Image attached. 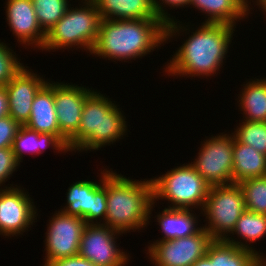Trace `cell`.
<instances>
[{
	"instance_id": "cell-36",
	"label": "cell",
	"mask_w": 266,
	"mask_h": 266,
	"mask_svg": "<svg viewBox=\"0 0 266 266\" xmlns=\"http://www.w3.org/2000/svg\"><path fill=\"white\" fill-rule=\"evenodd\" d=\"M254 3H257L256 5L263 9V12H266V0H256Z\"/></svg>"
},
{
	"instance_id": "cell-5",
	"label": "cell",
	"mask_w": 266,
	"mask_h": 266,
	"mask_svg": "<svg viewBox=\"0 0 266 266\" xmlns=\"http://www.w3.org/2000/svg\"><path fill=\"white\" fill-rule=\"evenodd\" d=\"M81 2L83 5L79 8L68 7L63 17L49 29L42 51L68 49L74 46V49L75 47L83 48L91 53L97 40L102 18L93 0Z\"/></svg>"
},
{
	"instance_id": "cell-4",
	"label": "cell",
	"mask_w": 266,
	"mask_h": 266,
	"mask_svg": "<svg viewBox=\"0 0 266 266\" xmlns=\"http://www.w3.org/2000/svg\"><path fill=\"white\" fill-rule=\"evenodd\" d=\"M103 95L93 91L86 98L78 131L68 140L71 152L98 150L126 135L127 122L123 111Z\"/></svg>"
},
{
	"instance_id": "cell-32",
	"label": "cell",
	"mask_w": 266,
	"mask_h": 266,
	"mask_svg": "<svg viewBox=\"0 0 266 266\" xmlns=\"http://www.w3.org/2000/svg\"><path fill=\"white\" fill-rule=\"evenodd\" d=\"M21 125L11 116L0 118V148L12 147Z\"/></svg>"
},
{
	"instance_id": "cell-21",
	"label": "cell",
	"mask_w": 266,
	"mask_h": 266,
	"mask_svg": "<svg viewBox=\"0 0 266 266\" xmlns=\"http://www.w3.org/2000/svg\"><path fill=\"white\" fill-rule=\"evenodd\" d=\"M54 147L59 152L66 153L68 146L56 135L38 133L26 126H21L12 144V150L17 161L22 162L25 153L42 154L47 148Z\"/></svg>"
},
{
	"instance_id": "cell-7",
	"label": "cell",
	"mask_w": 266,
	"mask_h": 266,
	"mask_svg": "<svg viewBox=\"0 0 266 266\" xmlns=\"http://www.w3.org/2000/svg\"><path fill=\"white\" fill-rule=\"evenodd\" d=\"M245 210L244 195L239 183L210 187L202 211L208 219V226L206 223L203 228L213 240H225Z\"/></svg>"
},
{
	"instance_id": "cell-12",
	"label": "cell",
	"mask_w": 266,
	"mask_h": 266,
	"mask_svg": "<svg viewBox=\"0 0 266 266\" xmlns=\"http://www.w3.org/2000/svg\"><path fill=\"white\" fill-rule=\"evenodd\" d=\"M119 235H122L121 232L102 223L87 224L82 233L78 255L96 266H125L130 259L117 246Z\"/></svg>"
},
{
	"instance_id": "cell-19",
	"label": "cell",
	"mask_w": 266,
	"mask_h": 266,
	"mask_svg": "<svg viewBox=\"0 0 266 266\" xmlns=\"http://www.w3.org/2000/svg\"><path fill=\"white\" fill-rule=\"evenodd\" d=\"M101 18L128 20L158 18L153 0H93Z\"/></svg>"
},
{
	"instance_id": "cell-6",
	"label": "cell",
	"mask_w": 266,
	"mask_h": 266,
	"mask_svg": "<svg viewBox=\"0 0 266 266\" xmlns=\"http://www.w3.org/2000/svg\"><path fill=\"white\" fill-rule=\"evenodd\" d=\"M151 180L155 203L158 199H165L172 204L168 208L193 209L196 207L203 210L210 186L191 163L177 166Z\"/></svg>"
},
{
	"instance_id": "cell-30",
	"label": "cell",
	"mask_w": 266,
	"mask_h": 266,
	"mask_svg": "<svg viewBox=\"0 0 266 266\" xmlns=\"http://www.w3.org/2000/svg\"><path fill=\"white\" fill-rule=\"evenodd\" d=\"M4 42H0V86L5 87L11 79L24 67L16 58L15 52ZM19 60V61H18Z\"/></svg>"
},
{
	"instance_id": "cell-27",
	"label": "cell",
	"mask_w": 266,
	"mask_h": 266,
	"mask_svg": "<svg viewBox=\"0 0 266 266\" xmlns=\"http://www.w3.org/2000/svg\"><path fill=\"white\" fill-rule=\"evenodd\" d=\"M247 211L266 215V176L250 178L239 183Z\"/></svg>"
},
{
	"instance_id": "cell-23",
	"label": "cell",
	"mask_w": 266,
	"mask_h": 266,
	"mask_svg": "<svg viewBox=\"0 0 266 266\" xmlns=\"http://www.w3.org/2000/svg\"><path fill=\"white\" fill-rule=\"evenodd\" d=\"M215 266H259L260 257L252 250L229 244L225 240H213L206 255Z\"/></svg>"
},
{
	"instance_id": "cell-2",
	"label": "cell",
	"mask_w": 266,
	"mask_h": 266,
	"mask_svg": "<svg viewBox=\"0 0 266 266\" xmlns=\"http://www.w3.org/2000/svg\"><path fill=\"white\" fill-rule=\"evenodd\" d=\"M234 26L203 22L175 52L164 72L168 76H213L223 66ZM170 74V75H169Z\"/></svg>"
},
{
	"instance_id": "cell-26",
	"label": "cell",
	"mask_w": 266,
	"mask_h": 266,
	"mask_svg": "<svg viewBox=\"0 0 266 266\" xmlns=\"http://www.w3.org/2000/svg\"><path fill=\"white\" fill-rule=\"evenodd\" d=\"M36 18L42 30L47 33L66 13L68 0H32Z\"/></svg>"
},
{
	"instance_id": "cell-35",
	"label": "cell",
	"mask_w": 266,
	"mask_h": 266,
	"mask_svg": "<svg viewBox=\"0 0 266 266\" xmlns=\"http://www.w3.org/2000/svg\"><path fill=\"white\" fill-rule=\"evenodd\" d=\"M192 266H215V262H211L206 256L198 259Z\"/></svg>"
},
{
	"instance_id": "cell-25",
	"label": "cell",
	"mask_w": 266,
	"mask_h": 266,
	"mask_svg": "<svg viewBox=\"0 0 266 266\" xmlns=\"http://www.w3.org/2000/svg\"><path fill=\"white\" fill-rule=\"evenodd\" d=\"M234 233L240 237H242L244 242H240L235 240L232 237H226L225 241L229 244L237 245L239 247L249 249L254 251L259 257L261 253L254 250L251 246H248L249 242L254 243L257 240L259 241L261 238L265 237L266 235V215L265 214H258L253 213L250 211L245 210L240 218L237 220L236 226L234 230L231 232L232 235ZM248 241V243H247Z\"/></svg>"
},
{
	"instance_id": "cell-3",
	"label": "cell",
	"mask_w": 266,
	"mask_h": 266,
	"mask_svg": "<svg viewBox=\"0 0 266 266\" xmlns=\"http://www.w3.org/2000/svg\"><path fill=\"white\" fill-rule=\"evenodd\" d=\"M107 214L104 225L127 233L149 224L153 201L152 180H133L112 170L107 174Z\"/></svg>"
},
{
	"instance_id": "cell-22",
	"label": "cell",
	"mask_w": 266,
	"mask_h": 266,
	"mask_svg": "<svg viewBox=\"0 0 266 266\" xmlns=\"http://www.w3.org/2000/svg\"><path fill=\"white\" fill-rule=\"evenodd\" d=\"M262 176H266V155L240 143L234 136L233 183Z\"/></svg>"
},
{
	"instance_id": "cell-9",
	"label": "cell",
	"mask_w": 266,
	"mask_h": 266,
	"mask_svg": "<svg viewBox=\"0 0 266 266\" xmlns=\"http://www.w3.org/2000/svg\"><path fill=\"white\" fill-rule=\"evenodd\" d=\"M110 170L101 171L100 183L88 180L77 181L70 185L66 205L61 211L84 219L86 224H100L107 214V174ZM99 219V222H98Z\"/></svg>"
},
{
	"instance_id": "cell-33",
	"label": "cell",
	"mask_w": 266,
	"mask_h": 266,
	"mask_svg": "<svg viewBox=\"0 0 266 266\" xmlns=\"http://www.w3.org/2000/svg\"><path fill=\"white\" fill-rule=\"evenodd\" d=\"M47 266H96V265L80 255H75L71 257L54 260L50 262Z\"/></svg>"
},
{
	"instance_id": "cell-11",
	"label": "cell",
	"mask_w": 266,
	"mask_h": 266,
	"mask_svg": "<svg viewBox=\"0 0 266 266\" xmlns=\"http://www.w3.org/2000/svg\"><path fill=\"white\" fill-rule=\"evenodd\" d=\"M45 235V264L78 255L83 230L87 225L83 218L68 215L63 211L53 214Z\"/></svg>"
},
{
	"instance_id": "cell-20",
	"label": "cell",
	"mask_w": 266,
	"mask_h": 266,
	"mask_svg": "<svg viewBox=\"0 0 266 266\" xmlns=\"http://www.w3.org/2000/svg\"><path fill=\"white\" fill-rule=\"evenodd\" d=\"M192 209L165 208L157 215V222L164 236L156 241L178 239L198 233L203 227H198V216ZM192 212V213H191Z\"/></svg>"
},
{
	"instance_id": "cell-1",
	"label": "cell",
	"mask_w": 266,
	"mask_h": 266,
	"mask_svg": "<svg viewBox=\"0 0 266 266\" xmlns=\"http://www.w3.org/2000/svg\"><path fill=\"white\" fill-rule=\"evenodd\" d=\"M163 42L166 43V24L160 18L102 19L91 54L126 62L150 54Z\"/></svg>"
},
{
	"instance_id": "cell-14",
	"label": "cell",
	"mask_w": 266,
	"mask_h": 266,
	"mask_svg": "<svg viewBox=\"0 0 266 266\" xmlns=\"http://www.w3.org/2000/svg\"><path fill=\"white\" fill-rule=\"evenodd\" d=\"M93 91L84 88V86L54 82V101L58 126L60 133L67 140L78 131L85 100Z\"/></svg>"
},
{
	"instance_id": "cell-15",
	"label": "cell",
	"mask_w": 266,
	"mask_h": 266,
	"mask_svg": "<svg viewBox=\"0 0 266 266\" xmlns=\"http://www.w3.org/2000/svg\"><path fill=\"white\" fill-rule=\"evenodd\" d=\"M23 67L5 86L8 97V115L21 126L29 121L32 102L38 91L48 82Z\"/></svg>"
},
{
	"instance_id": "cell-13",
	"label": "cell",
	"mask_w": 266,
	"mask_h": 266,
	"mask_svg": "<svg viewBox=\"0 0 266 266\" xmlns=\"http://www.w3.org/2000/svg\"><path fill=\"white\" fill-rule=\"evenodd\" d=\"M12 186L0 189V234L8 237L23 235L37 220L33 199L24 188Z\"/></svg>"
},
{
	"instance_id": "cell-10",
	"label": "cell",
	"mask_w": 266,
	"mask_h": 266,
	"mask_svg": "<svg viewBox=\"0 0 266 266\" xmlns=\"http://www.w3.org/2000/svg\"><path fill=\"white\" fill-rule=\"evenodd\" d=\"M212 241L209 233L202 228L191 236L155 241L148 246L146 254L154 266H192L206 255Z\"/></svg>"
},
{
	"instance_id": "cell-34",
	"label": "cell",
	"mask_w": 266,
	"mask_h": 266,
	"mask_svg": "<svg viewBox=\"0 0 266 266\" xmlns=\"http://www.w3.org/2000/svg\"><path fill=\"white\" fill-rule=\"evenodd\" d=\"M8 115V97L5 87L0 86V118Z\"/></svg>"
},
{
	"instance_id": "cell-38",
	"label": "cell",
	"mask_w": 266,
	"mask_h": 266,
	"mask_svg": "<svg viewBox=\"0 0 266 266\" xmlns=\"http://www.w3.org/2000/svg\"><path fill=\"white\" fill-rule=\"evenodd\" d=\"M246 4H247V6H249V3H250V6H251V2H249L248 0H243Z\"/></svg>"
},
{
	"instance_id": "cell-18",
	"label": "cell",
	"mask_w": 266,
	"mask_h": 266,
	"mask_svg": "<svg viewBox=\"0 0 266 266\" xmlns=\"http://www.w3.org/2000/svg\"><path fill=\"white\" fill-rule=\"evenodd\" d=\"M190 5L208 16L205 23H224L234 27L236 21L248 17L252 9L243 0H190Z\"/></svg>"
},
{
	"instance_id": "cell-28",
	"label": "cell",
	"mask_w": 266,
	"mask_h": 266,
	"mask_svg": "<svg viewBox=\"0 0 266 266\" xmlns=\"http://www.w3.org/2000/svg\"><path fill=\"white\" fill-rule=\"evenodd\" d=\"M243 122L234 129L235 138L242 144L250 145L266 155V122Z\"/></svg>"
},
{
	"instance_id": "cell-17",
	"label": "cell",
	"mask_w": 266,
	"mask_h": 266,
	"mask_svg": "<svg viewBox=\"0 0 266 266\" xmlns=\"http://www.w3.org/2000/svg\"><path fill=\"white\" fill-rule=\"evenodd\" d=\"M25 126L38 133L56 135L68 146V140L60 133L58 126L53 82H47L36 94L32 102L29 121Z\"/></svg>"
},
{
	"instance_id": "cell-24",
	"label": "cell",
	"mask_w": 266,
	"mask_h": 266,
	"mask_svg": "<svg viewBox=\"0 0 266 266\" xmlns=\"http://www.w3.org/2000/svg\"><path fill=\"white\" fill-rule=\"evenodd\" d=\"M238 96L243 118L248 122H266V78L255 79L243 84Z\"/></svg>"
},
{
	"instance_id": "cell-16",
	"label": "cell",
	"mask_w": 266,
	"mask_h": 266,
	"mask_svg": "<svg viewBox=\"0 0 266 266\" xmlns=\"http://www.w3.org/2000/svg\"><path fill=\"white\" fill-rule=\"evenodd\" d=\"M6 5L7 24L17 42L42 50L46 33L38 23L32 0H7Z\"/></svg>"
},
{
	"instance_id": "cell-29",
	"label": "cell",
	"mask_w": 266,
	"mask_h": 266,
	"mask_svg": "<svg viewBox=\"0 0 266 266\" xmlns=\"http://www.w3.org/2000/svg\"><path fill=\"white\" fill-rule=\"evenodd\" d=\"M161 1V2H160ZM190 0H153V7L156 15L166 24V41L176 36L180 35L181 32L189 31L185 26L180 24L173 17L171 18L170 14H168L167 10L163 9L164 7H173L177 9V7H188ZM164 5V6H163ZM188 5V6H187ZM169 15V16H168ZM179 23V24H178ZM182 29V30H181Z\"/></svg>"
},
{
	"instance_id": "cell-31",
	"label": "cell",
	"mask_w": 266,
	"mask_h": 266,
	"mask_svg": "<svg viewBox=\"0 0 266 266\" xmlns=\"http://www.w3.org/2000/svg\"><path fill=\"white\" fill-rule=\"evenodd\" d=\"M19 165L12 147L0 148V187L10 179Z\"/></svg>"
},
{
	"instance_id": "cell-37",
	"label": "cell",
	"mask_w": 266,
	"mask_h": 266,
	"mask_svg": "<svg viewBox=\"0 0 266 266\" xmlns=\"http://www.w3.org/2000/svg\"><path fill=\"white\" fill-rule=\"evenodd\" d=\"M259 266H266V258L264 256L260 257Z\"/></svg>"
},
{
	"instance_id": "cell-8",
	"label": "cell",
	"mask_w": 266,
	"mask_h": 266,
	"mask_svg": "<svg viewBox=\"0 0 266 266\" xmlns=\"http://www.w3.org/2000/svg\"><path fill=\"white\" fill-rule=\"evenodd\" d=\"M233 148L234 134L221 133L206 139L191 161L210 187L233 183Z\"/></svg>"
}]
</instances>
